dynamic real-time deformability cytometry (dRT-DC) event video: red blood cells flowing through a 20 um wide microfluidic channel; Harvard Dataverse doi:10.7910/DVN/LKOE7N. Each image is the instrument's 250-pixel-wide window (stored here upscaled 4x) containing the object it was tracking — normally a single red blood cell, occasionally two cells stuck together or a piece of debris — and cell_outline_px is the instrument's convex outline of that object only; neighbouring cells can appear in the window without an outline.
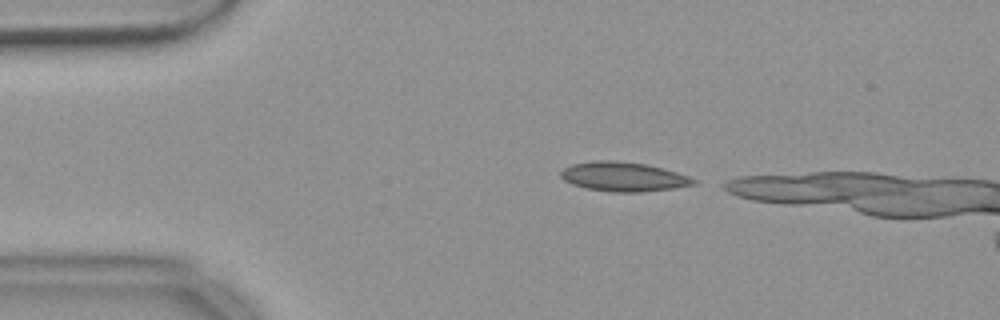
{"species": "common noctule bat (a hibernating species)", "species_latin": "Nyctalus noctula", "temperature_condition": "warm", "stored_images_in_passage": 34, "camera_frame_rate_fps": 3000, "um_per_image_px": 0.085, "animal": {"sex": "female", "body_mass_g": 18.4}, "frame": {"image": 1, "passage_image": 1, "time_ms": 0.0, "image_size_px": [1000, 320], "cell_outline_px": [[696, 184], [672, 188], [644, 192], [612, 192], [588, 188], [572, 184], [564, 180], [560, 176], [560, 172], [564, 168], [572, 164], [596, 160], [616, 160], [648, 164], [664, 168], [688, 176], [696, 180]], "centroid_in_image_um": [52.99, 15.01], "position_along_channel_um": 32.0, "area_um2": 22.72}}
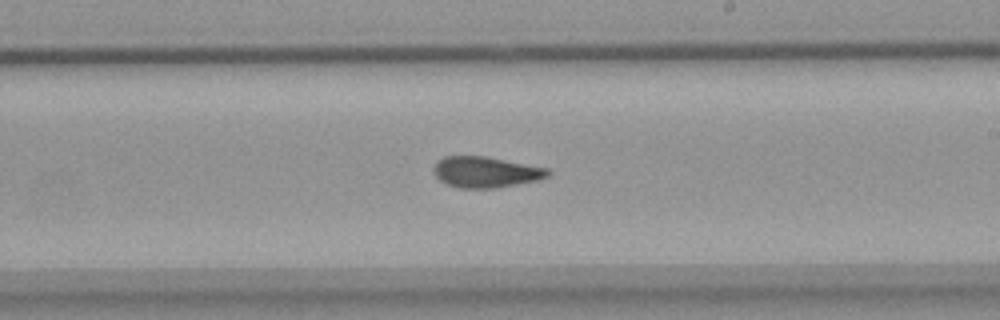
{"frame": {"image": 2, "passage_image": 22, "time_ms": 7.0, "image_size_px": [1000, 320], "cell_outline_px": [[552, 172], [548, 176], [536, 180], [496, 188], [460, 188], [448, 184], [440, 180], [432, 172], [432, 168], [436, 160], [444, 156], [488, 156], [548, 168]], "centroid_in_image_um": [41.26, 14.61], "position_along_channel_um": 247.7, "area_um2": 20.75}}
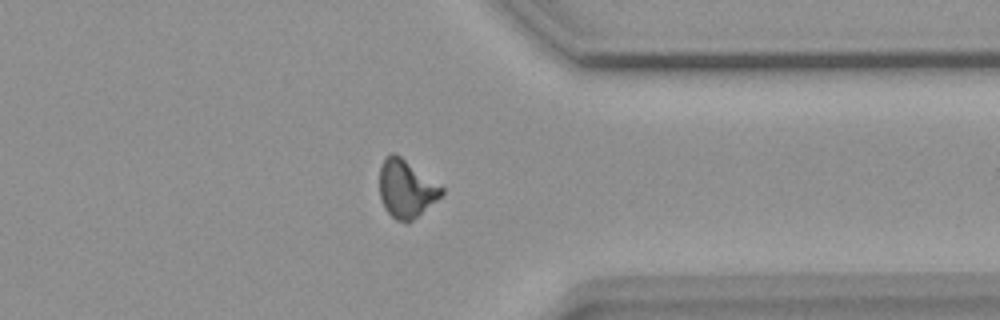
{"frame": {"image": 3, "passage_image": 33, "time_ms": 10.667, "image_size_px": [1000, 320], "cell_outline_px": [[444, 192], [436, 200], [408, 224], [396, 220], [384, 208], [380, 200], [380, 168], [384, 160], [392, 152], [396, 152], [444, 188]], "centroid_in_image_um": [34.51, 16.05], "position_along_channel_um": 376.9, "area_um2": 20.81}}